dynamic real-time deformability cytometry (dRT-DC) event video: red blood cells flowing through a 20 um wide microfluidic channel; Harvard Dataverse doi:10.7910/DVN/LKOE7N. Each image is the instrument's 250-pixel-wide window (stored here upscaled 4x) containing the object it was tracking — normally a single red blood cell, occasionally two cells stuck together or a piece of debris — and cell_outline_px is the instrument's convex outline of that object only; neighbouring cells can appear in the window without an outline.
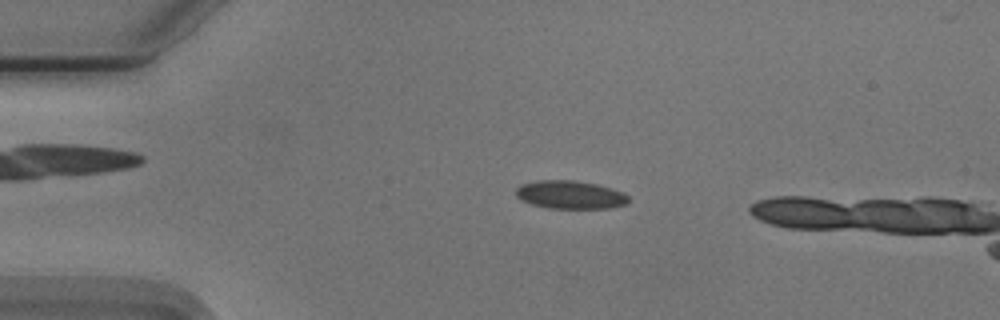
{"species": "Egyptian fruit bat (a non-hibernating species)", "species_latin": "Rousettus aegyptiacus", "temperature_condition": "cold", "stored_images_in_passage": 47, "camera_frame_rate_fps": 3000, "um_per_image_px": 0.085, "animal": {"sex": "male"}, "frame": {"image": 1, "passage_image": 11, "time_ms": 3.333, "image_size_px": [1000, 320], "cell_outline_px": [[628, 204], [608, 208], [548, 208], [532, 204], [520, 200], [516, 196], [516, 188], [520, 184], [540, 180], [572, 180], [596, 184], [612, 188], [624, 192], [628, 196]], "centroid_in_image_um": [48.46, 16.55], "position_along_channel_um": 36.5, "area_um2": 18.55}}
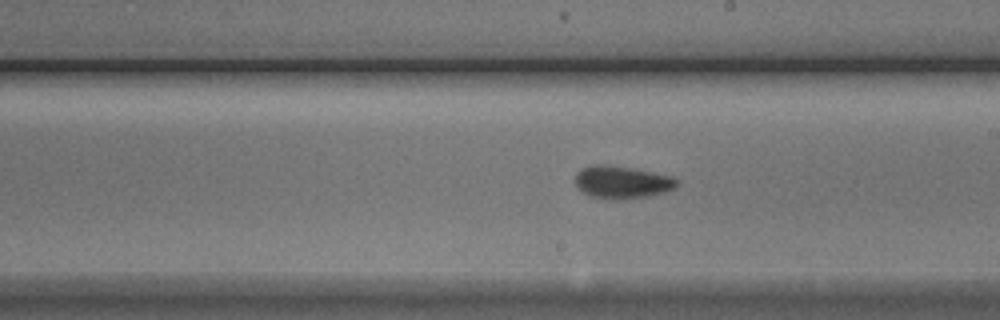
{"frame": {"image": 2, "passage_image": 30, "time_ms": 9.667, "image_size_px": [1000, 320], "cell_outline_px": [[680, 184], [676, 188], [668, 192], [648, 196], [624, 200], [612, 200], [592, 196], [584, 192], [576, 184], [576, 172], [580, 168], [596, 164], [600, 164], [628, 168], [652, 172], [672, 176], [680, 180]], "centroid_in_image_um": [52.94, 15.5], "position_along_channel_um": 236.1, "area_um2": 19.42}}
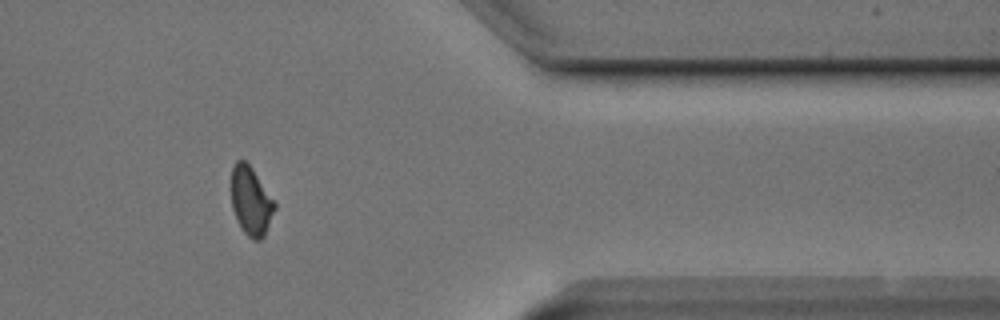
{"frame": {"image": 3, "passage_image": 44, "time_ms": 14.333, "image_size_px": [1000, 320], "cell_outline_px": [[276, 208], [264, 236], [260, 240], [252, 240], [240, 228], [236, 220], [232, 208], [232, 168], [236, 160], [244, 160], [252, 168], [276, 204]], "centroid_in_image_um": [21.32, 17.12], "position_along_channel_um": 390.1, "area_um2": 17.22}}